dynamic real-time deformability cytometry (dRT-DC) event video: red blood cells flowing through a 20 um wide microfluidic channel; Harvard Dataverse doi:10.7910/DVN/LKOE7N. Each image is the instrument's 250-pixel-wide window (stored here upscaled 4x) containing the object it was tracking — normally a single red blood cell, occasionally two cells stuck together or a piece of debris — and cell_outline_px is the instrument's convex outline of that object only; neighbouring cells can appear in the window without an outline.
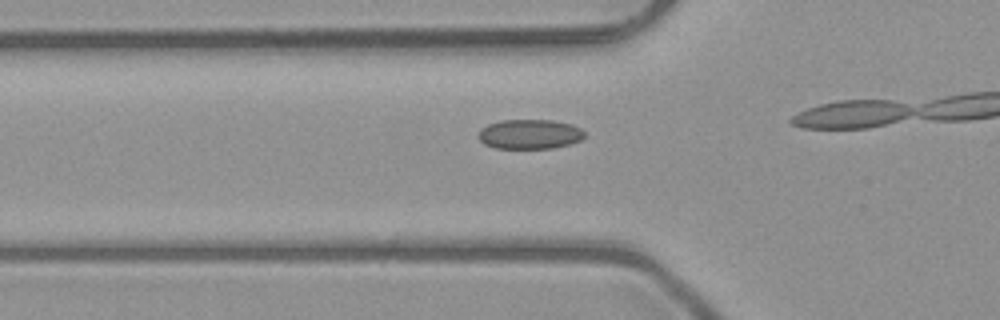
{"species": "common noctule bat (a hibernating species)", "species_latin": "Nyctalus noctula", "temperature_condition": "room temperature", "stored_images_in_passage": 16, "camera_frame_rate_fps": 3000, "um_per_image_px": 0.085, "animal": {"sex": "male", "body_mass_g": 23.1, "forearm_length_mm": 52.7}, "frame": {"image": 1, "passage_image": 12, "time_ms": 3.667, "image_size_px": [1000, 320], "cell_outline_px": [[584, 136], [580, 140], [568, 144], [552, 148], [496, 148], [484, 144], [476, 136], [480, 128], [488, 124], [500, 120], [552, 120], [572, 124], [580, 128], [584, 132]], "centroid_in_image_um": [44.98, 11.39], "position_along_channel_um": 80.8, "area_um2": 18.38}}